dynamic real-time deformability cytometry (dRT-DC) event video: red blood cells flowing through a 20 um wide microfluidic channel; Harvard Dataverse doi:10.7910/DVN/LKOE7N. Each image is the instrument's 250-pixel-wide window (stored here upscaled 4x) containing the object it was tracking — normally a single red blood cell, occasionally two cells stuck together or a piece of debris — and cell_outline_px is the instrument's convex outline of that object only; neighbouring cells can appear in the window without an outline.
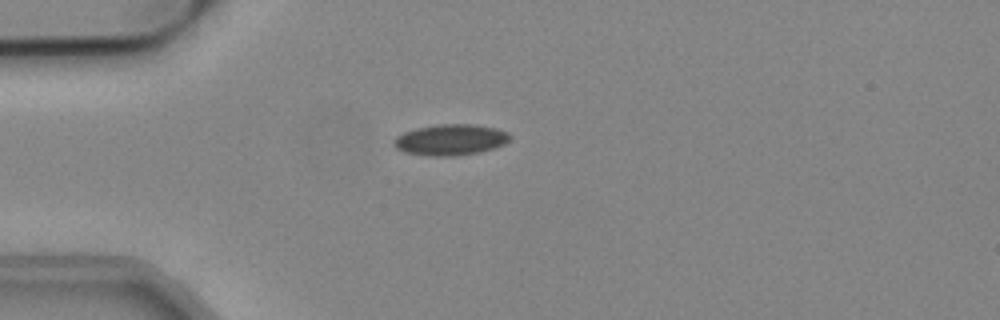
{"species": "common noctule bat (a hibernating species)", "species_latin": "Nyctalus noctula", "temperature_condition": "cold", "stored_images_in_passage": 40, "camera_frame_rate_fps": 3000, "um_per_image_px": 0.085, "animal": {"sex": "male", "body_mass_g": 19.2, "forearm_length_mm": 51.8}, "frame": {"image": 1, "passage_image": 1, "time_ms": 0.0, "image_size_px": [1000, 320], "cell_outline_px": [[512, 136], [504, 144], [496, 148], [480, 152], [452, 156], [432, 156], [404, 152], [396, 148], [392, 144], [392, 140], [396, 136], [404, 132], [416, 128], [440, 124], [472, 124], [496, 128], [508, 132]], "centroid_in_image_um": [38.29, 11.88], "position_along_channel_um": 46.7, "area_um2": 21.1}}
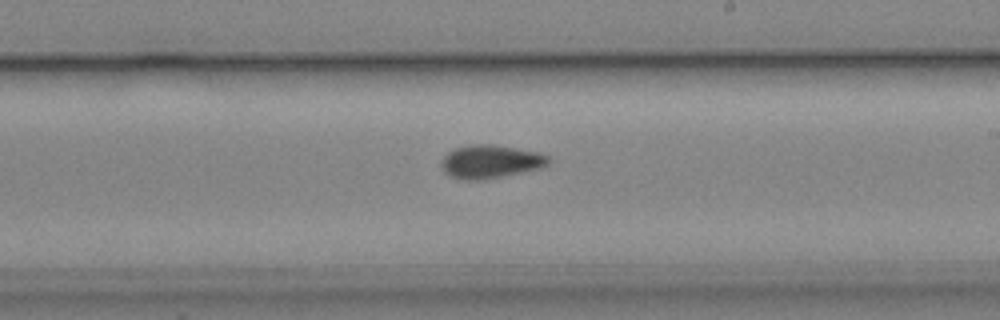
{"frame": {"image": 2, "passage_image": 18, "time_ms": 5.667, "image_size_px": [1000, 320], "cell_outline_px": [[552, 160], [548, 164], [540, 168], [480, 180], [464, 180], [452, 176], [444, 172], [440, 164], [444, 156], [448, 152], [456, 148], [472, 144], [492, 144], [540, 152], [548, 156]], "centroid_in_image_um": [41.7, 13.72], "position_along_channel_um": 247.3, "area_um2": 20.63}}
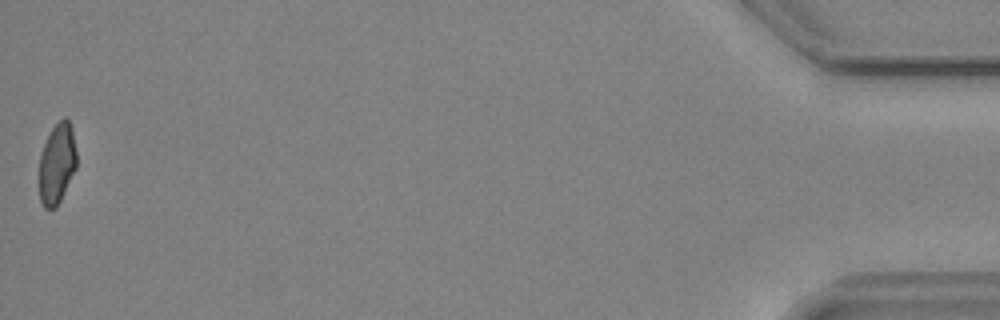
{"frame": {"image": 3, "passage_image": 40, "time_ms": 13.0, "image_size_px": [1000, 320], "cell_outline_px": [[76, 168], [56, 208], [44, 208], [40, 200], [40, 156], [44, 144], [52, 128], [64, 116], [68, 120], [72, 128], [76, 152]], "centroid_in_image_um": [4.85, 13.9], "position_along_channel_um": 430.4, "area_um2": 17.28}, "authors_computed_cell_mechanics": {"area_um2": 19.7387, "velocity_mm_per_s": 3.8479, "shape_relaxation_time_tau1_ms": null, "shape_relaxation_time_tau2_ms": 4.046, "deformation_change_tau1": null, "deformation_change_tau2": 0.0725}}